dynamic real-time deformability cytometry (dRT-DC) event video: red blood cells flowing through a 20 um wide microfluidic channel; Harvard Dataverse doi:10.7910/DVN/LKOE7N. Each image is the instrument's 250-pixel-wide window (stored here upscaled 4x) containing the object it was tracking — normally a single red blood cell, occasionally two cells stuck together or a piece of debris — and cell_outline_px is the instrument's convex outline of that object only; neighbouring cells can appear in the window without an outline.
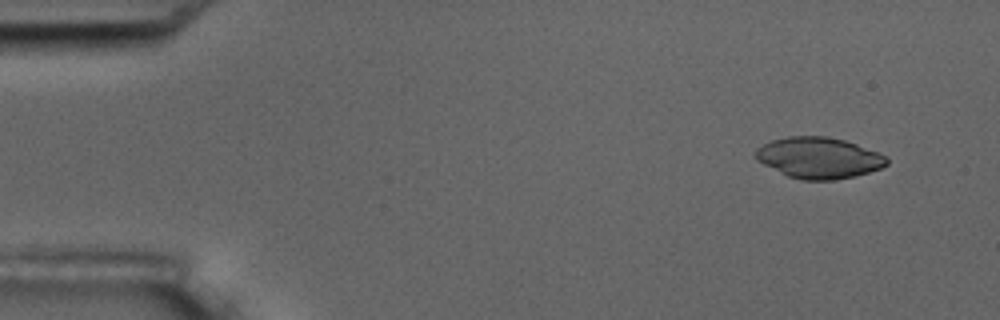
{"species": "common noctule bat (a hibernating species)", "species_latin": "Nyctalus noctula", "temperature_condition": "room temperature", "stored_images_in_passage": 5, "camera_frame_rate_fps": 3000, "um_per_image_px": 0.085, "animal": {"sex": "male", "body_mass_g": 17.5, "forearm_length_mm": 52.3}, "frame": {"image": 1, "passage_image": 2, "time_ms": 1.333, "image_size_px": [1000, 320], "cell_outline_px": [[888, 164], [880, 168], [856, 176], [836, 180], [800, 180], [788, 176], [756, 160], [756, 148], [772, 140], [788, 136], [828, 136], [844, 140], [856, 144], [888, 156]], "centroid_in_image_um": [69.62, 13.42], "position_along_channel_um": 15.4, "area_um2": 31.39}}